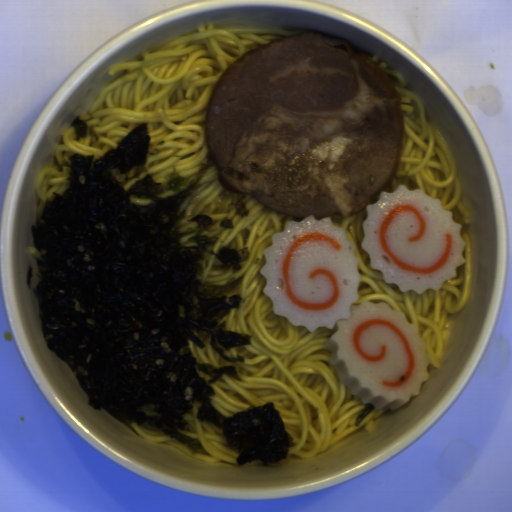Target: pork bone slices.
<instances>
[{"instance_id":"d1f655de","label":"pork bone slices","mask_w":512,"mask_h":512,"mask_svg":"<svg viewBox=\"0 0 512 512\" xmlns=\"http://www.w3.org/2000/svg\"><path fill=\"white\" fill-rule=\"evenodd\" d=\"M205 134L227 190L331 223L378 202L405 146L388 74L346 39L314 32L232 62L212 91Z\"/></svg>"}]
</instances>
